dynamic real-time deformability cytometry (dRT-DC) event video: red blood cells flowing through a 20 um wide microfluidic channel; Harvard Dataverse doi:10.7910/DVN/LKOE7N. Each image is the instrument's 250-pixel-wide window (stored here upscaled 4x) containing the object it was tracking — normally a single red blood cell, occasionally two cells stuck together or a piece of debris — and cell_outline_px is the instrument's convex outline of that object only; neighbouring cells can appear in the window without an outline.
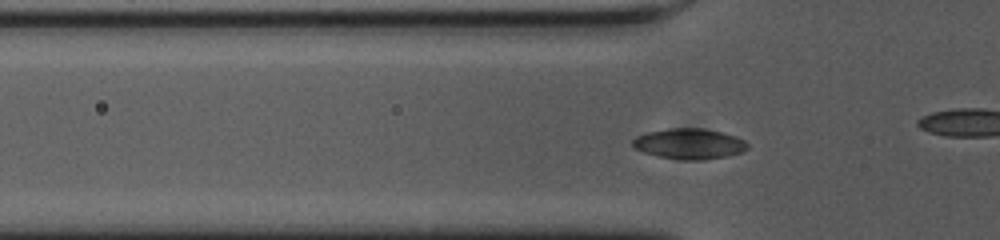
{"species": "common noctule bat (a hibernating species)", "species_latin": "Nyctalus noctula", "temperature_condition": "cold", "stored_images_in_passage": 53, "camera_frame_rate_fps": 3000, "um_per_image_px": 0.085, "animal": {"sex": "female", "body_mass_g": 23.0, "forearm_length_mm": 53.4}, "frame": {"image": 1, "passage_image": 14, "time_ms": 4.333, "image_size_px": [1000, 240], "cell_outline_px": [[748, 148], [744, 152], [728, 156], [696, 160], [688, 160], [656, 156], [644, 152], [636, 148], [632, 144], [632, 140], [636, 136], [648, 132], [668, 128], [700, 128], [724, 132], [736, 136], [744, 140], [748, 144]], "centroid_in_image_um": [58.62, 12.21], "position_along_channel_um": 67.2, "area_um2": 20.46}}
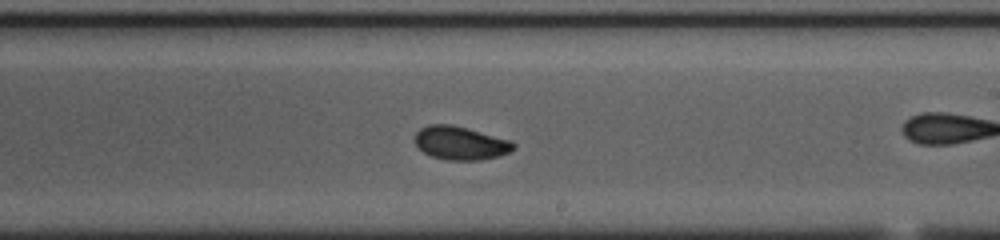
{"frame": {"image": 2, "passage_image": 29, "time_ms": 9.333, "image_size_px": [1000, 240], "cell_outline_px": [[516, 148], [500, 156], [480, 160], [448, 160], [432, 156], [424, 152], [416, 144], [416, 132], [420, 128], [428, 124], [452, 124], [468, 128], [512, 140], [516, 144]], "centroid_in_image_um": [39.18, 12.15], "position_along_channel_um": 249.8, "area_um2": 19.31}}
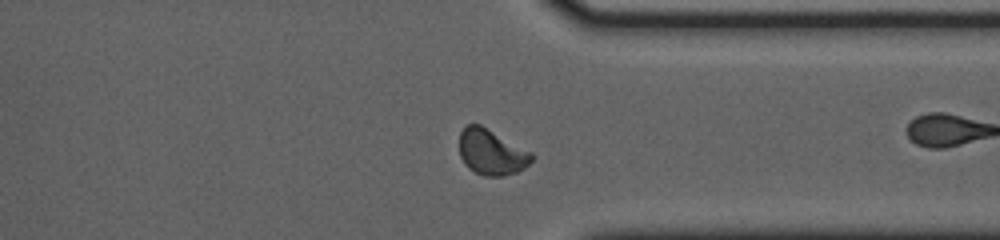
{"frame": {"image": 3, "passage_image": 39, "time_ms": 12.667, "image_size_px": [1000, 240], "cell_outline_px": [[536, 156], [524, 168], [516, 172], [504, 176], [484, 176], [468, 168], [464, 164], [460, 156], [460, 132], [468, 124], [480, 124], [532, 152]], "centroid_in_image_um": [41.78, 12.94], "position_along_channel_um": 369.6, "area_um2": 19.25}, "authors_computed_cell_mechanics": {"area_um2": 18.785, "velocity_mm_per_s": 3.654, "shape_relaxation_time_tau1_ms": 2.815, "shape_relaxation_time_tau2_ms": 2.6833, "deformation_change_tau1": 0.0946, "deformation_change_tau2": 0.0506}}